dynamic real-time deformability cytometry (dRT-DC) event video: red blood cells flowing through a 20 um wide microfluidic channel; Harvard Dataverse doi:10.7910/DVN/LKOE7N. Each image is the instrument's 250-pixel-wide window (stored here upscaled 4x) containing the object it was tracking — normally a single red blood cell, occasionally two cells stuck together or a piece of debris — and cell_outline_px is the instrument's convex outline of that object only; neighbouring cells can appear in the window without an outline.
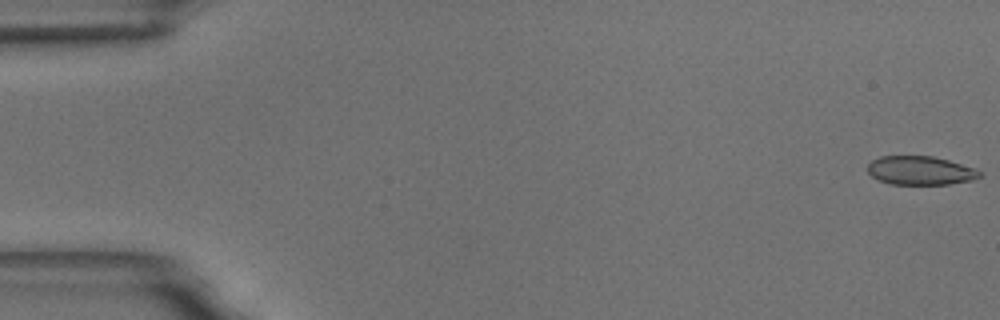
{"species": "common noctule bat (a hibernating species)", "species_latin": "Nyctalus noctula", "temperature_condition": "room temperature", "stored_images_in_passage": 56, "camera_frame_rate_fps": 3000, "um_per_image_px": 0.085, "animal": {"sex": "male", "body_mass_g": 18.8}, "frame": {"image": 1, "passage_image": 1, "time_ms": 0.0, "image_size_px": [1000, 320], "cell_outline_px": [[980, 176], [972, 180], [948, 184], [892, 184], [880, 180], [872, 176], [868, 172], [868, 164], [872, 160], [880, 156], [932, 156], [948, 160], [976, 168], [980, 172]], "centroid_in_image_um": [78.22, 14.49], "position_along_channel_um": 6.8, "area_um2": 18.61}}
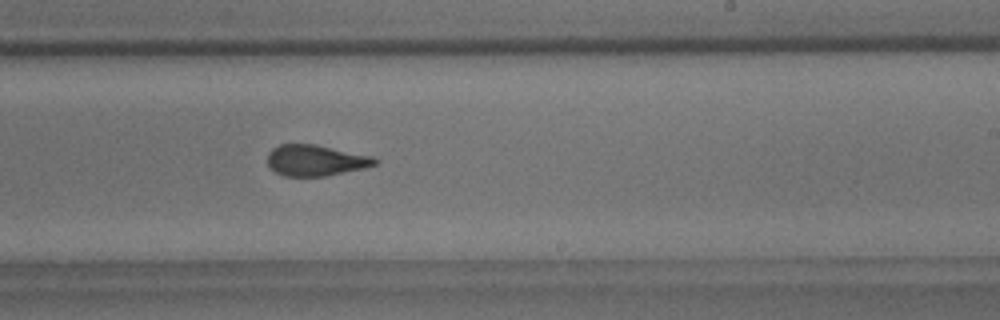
{"frame": {"image": 2, "passage_image": 34, "time_ms": 11.0, "image_size_px": [1000, 320], "cell_outline_px": [[380, 160], [376, 164], [364, 168], [324, 176], [284, 176], [276, 172], [268, 164], [268, 152], [272, 148], [280, 144], [316, 144], [372, 156]], "centroid_in_image_um": [26.83, 13.62], "position_along_channel_um": 262.2, "area_um2": 19.36}}
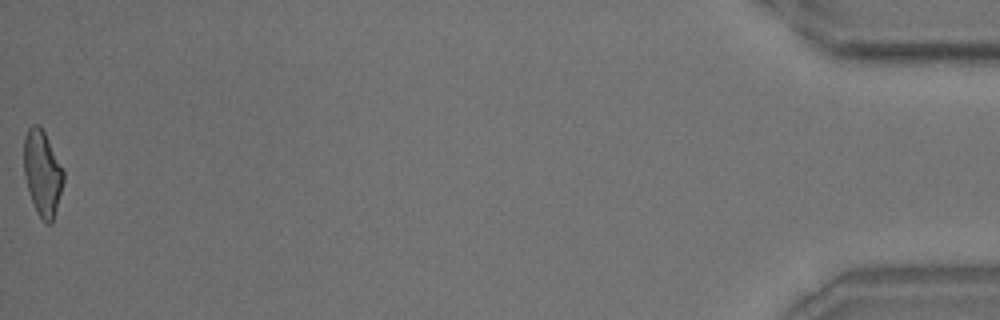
{"frame": {"image": 3, "passage_image": 56, "time_ms": 18.333, "image_size_px": [1000, 320], "cell_outline_px": [[64, 180], [52, 224], [44, 224], [36, 212], [24, 176], [24, 136], [28, 128], [32, 124], [36, 124], [44, 132], [64, 172]], "centroid_in_image_um": [3.59, 14.75], "position_along_channel_um": 431.6, "area_um2": 19.48}, "authors_computed_cell_mechanics": {"area_um2": 20.2011, "velocity_mm_per_s": 3.6573, "shape_relaxation_time_tau1_ms": 9.3735, "shape_relaxation_time_tau2_ms": 1.5061, "deformation_change_tau1": 0.2105, "deformation_change_tau2": 0.0728}}